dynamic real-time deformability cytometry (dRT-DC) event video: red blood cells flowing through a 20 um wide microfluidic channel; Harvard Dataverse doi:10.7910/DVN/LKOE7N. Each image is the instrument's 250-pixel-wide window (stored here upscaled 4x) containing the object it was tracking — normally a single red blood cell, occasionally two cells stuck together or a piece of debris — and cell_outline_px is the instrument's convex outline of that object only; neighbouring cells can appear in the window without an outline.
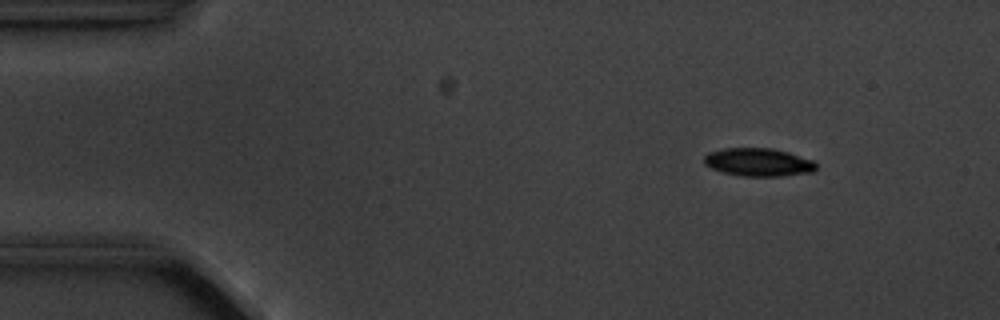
{"species": "common noctule bat (a hibernating species)", "species_latin": "Nyctalus noctula", "temperature_condition": "cold", "stored_images_in_passage": 8, "camera_frame_rate_fps": 3000, "um_per_image_px": 0.085, "animal": {"sex": "male", "body_mass_g": 20.1, "forearm_length_mm": 53.5}, "frame": {"image": 1, "passage_image": 2, "time_ms": 1.333, "image_size_px": [1000, 320], "cell_outline_px": [[816, 172], [780, 176], [744, 176], [724, 172], [712, 168], [704, 164], [704, 156], [708, 152], [724, 148], [772, 148], [788, 152], [812, 160], [816, 164]], "centroid_in_image_um": [64.47, 13.78], "position_along_channel_um": 20.5, "area_um2": 18.32}}
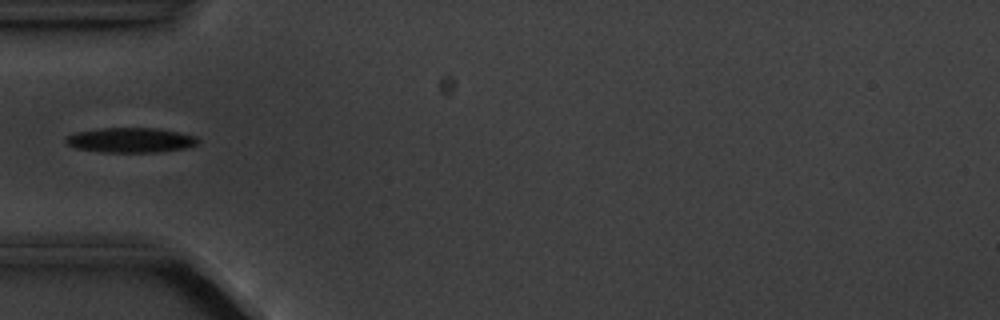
{"frame": {"image": 2, "passage_image": 5, "time_ms": 5.0, "image_size_px": [1000, 320], "cell_outline_px": [[200, 140], [196, 144], [184, 148], [156, 152], [100, 152], [76, 148], [68, 144], [64, 140], [64, 136], [76, 132], [96, 128], [160, 128], [196, 136]], "centroid_in_image_um": [11.06, 11.9], "position_along_channel_um": 73.9, "area_um2": 19.25}}